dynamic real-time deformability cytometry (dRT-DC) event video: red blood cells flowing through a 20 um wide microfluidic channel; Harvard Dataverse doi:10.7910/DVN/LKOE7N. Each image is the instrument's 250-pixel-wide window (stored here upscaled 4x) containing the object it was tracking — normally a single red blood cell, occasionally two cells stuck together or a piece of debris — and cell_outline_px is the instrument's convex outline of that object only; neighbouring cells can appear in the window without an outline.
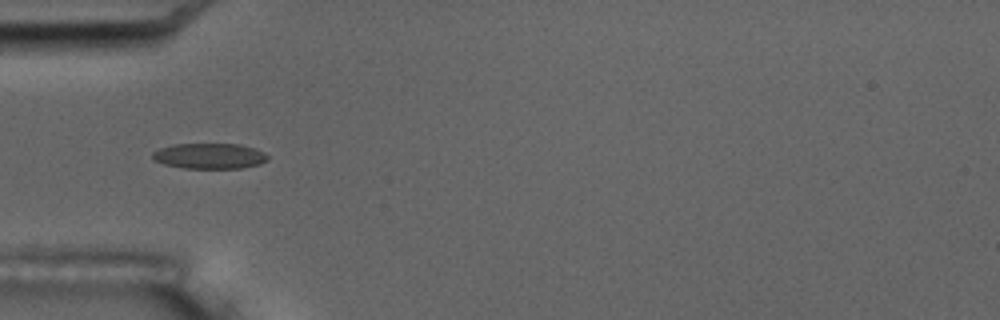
{"species": "common noctule bat (a hibernating species)", "species_latin": "Nyctalus noctula", "temperature_condition": "room temperature", "stored_images_in_passage": 6, "camera_frame_rate_fps": 3000, "um_per_image_px": 0.085, "animal": {"sex": "male", "body_mass_g": 17.5, "forearm_length_mm": 52.3}, "frame": {"image": 1, "passage_image": 5, "time_ms": 4.667, "image_size_px": [1000, 320], "cell_outline_px": [[268, 160], [260, 164], [240, 168], [184, 168], [164, 164], [152, 160], [152, 152], [160, 148], [176, 144], [240, 144], [264, 152], [268, 156]], "centroid_in_image_um": [17.79, 13.26], "position_along_channel_um": 67.2, "area_um2": 17.11}}